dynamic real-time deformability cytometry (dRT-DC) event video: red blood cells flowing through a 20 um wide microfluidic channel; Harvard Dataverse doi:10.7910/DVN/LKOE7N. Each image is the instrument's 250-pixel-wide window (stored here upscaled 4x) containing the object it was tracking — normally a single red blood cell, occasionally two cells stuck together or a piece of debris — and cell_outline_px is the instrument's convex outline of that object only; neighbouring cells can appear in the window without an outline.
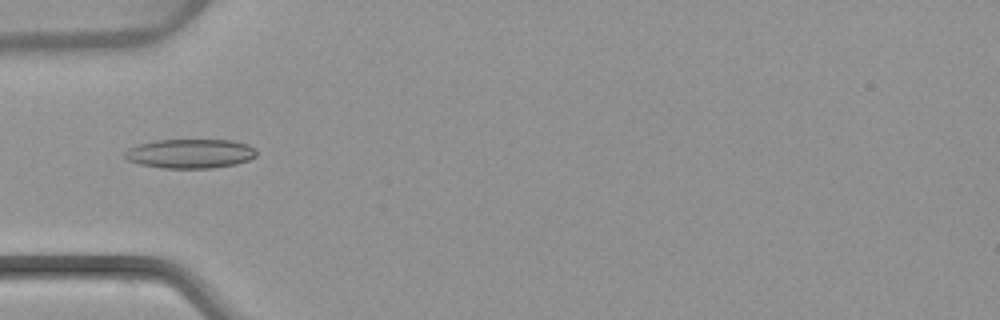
{"species": "common noctule bat (a hibernating species)", "species_latin": "Nyctalus noctula", "temperature_condition": "warm", "stored_images_in_passage": 4, "camera_frame_rate_fps": 3000, "um_per_image_px": 0.085, "animal": {"sex": "female", "body_mass_g": 22.7, "forearm_length_mm": 54.2}, "frame": {"image": 1, "passage_image": 4, "time_ms": 4.667, "image_size_px": [1000, 320], "cell_outline_px": [[256, 156], [248, 160], [236, 164], [212, 168], [164, 168], [140, 164], [128, 160], [124, 156], [124, 152], [128, 148], [140, 144], [156, 140], [232, 140], [248, 144], [256, 148]], "centroid_in_image_um": [16.19, 13.05], "position_along_channel_um": 68.8, "area_um2": 22.48}}